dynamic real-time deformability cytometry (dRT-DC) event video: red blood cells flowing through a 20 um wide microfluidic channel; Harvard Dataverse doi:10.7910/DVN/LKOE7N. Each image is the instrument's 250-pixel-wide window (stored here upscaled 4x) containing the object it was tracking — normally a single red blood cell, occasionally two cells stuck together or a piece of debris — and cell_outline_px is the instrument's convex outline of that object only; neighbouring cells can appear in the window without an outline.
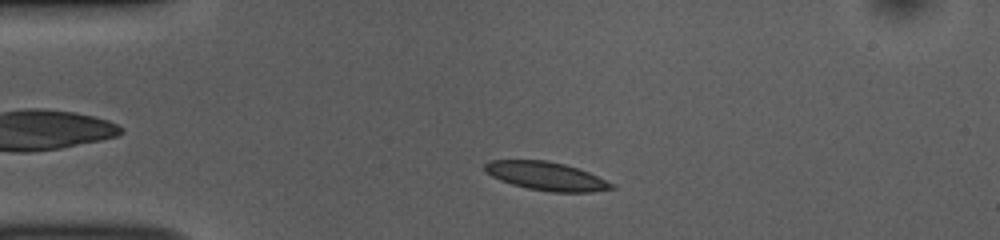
{"species": "common noctule bat (a hibernating species)", "species_latin": "Nyctalus noctula", "temperature_condition": "room temperature", "stored_images_in_passage": 45, "camera_frame_rate_fps": 3000, "um_per_image_px": 0.085, "animal": {"sex": "female", "body_mass_g": 10.0, "forearm_length_mm": 53.1}, "frame": {"image": 1, "passage_image": 5, "time_ms": 1.333, "image_size_px": [1000, 240], "cell_outline_px": [[616, 188], [592, 192], [552, 192], [528, 188], [512, 184], [500, 180], [484, 172], [484, 164], [488, 160], [548, 160], [564, 164], [588, 172], [616, 184]], "centroid_in_image_um": [46.43, 14.97], "position_along_channel_um": 38.6, "area_um2": 21.1}}
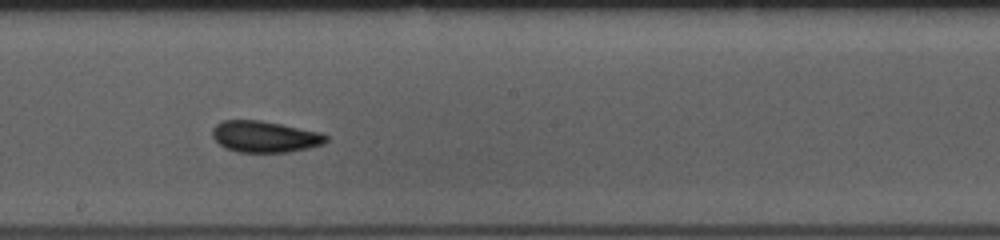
{"frame": {"image": 2, "passage_image": 22, "time_ms": 7.0, "image_size_px": [1000, 240], "cell_outline_px": [[328, 140], [324, 144], [308, 148], [288, 152], [236, 152], [224, 148], [212, 136], [212, 128], [216, 124], [224, 120], [260, 120], [320, 132], [328, 136]], "centroid_in_image_um": [22.5, 11.62], "position_along_channel_um": 225.7, "area_um2": 20.81}}
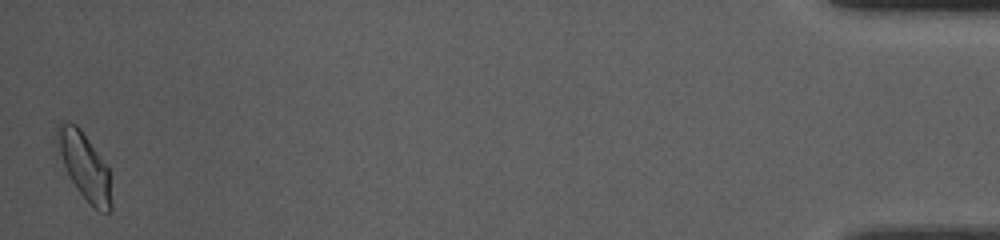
{"frame": {"image": 3, "passage_image": 45, "time_ms": 14.667, "image_size_px": [1000, 240], "cell_outline_px": [[112, 208], [108, 212], [100, 212], [76, 188], [68, 176], [60, 152], [56, 132], [56, 124], [60, 120], [68, 120], [76, 124], [80, 128], [108, 168], [112, 204]], "centroid_in_image_um": [7.17, 14.07], "position_along_channel_um": 428.0, "area_um2": 20.63}, "authors_computed_cell_mechanics": {"area_um2": 20.2878, "velocity_mm_per_s": 3.8138, "shape_relaxation_time_tau1_ms": 3.0259, "shape_relaxation_time_tau2_ms": 1.9133, "deformation_change_tau1": 0.093, "deformation_change_tau2": 0.0605}}